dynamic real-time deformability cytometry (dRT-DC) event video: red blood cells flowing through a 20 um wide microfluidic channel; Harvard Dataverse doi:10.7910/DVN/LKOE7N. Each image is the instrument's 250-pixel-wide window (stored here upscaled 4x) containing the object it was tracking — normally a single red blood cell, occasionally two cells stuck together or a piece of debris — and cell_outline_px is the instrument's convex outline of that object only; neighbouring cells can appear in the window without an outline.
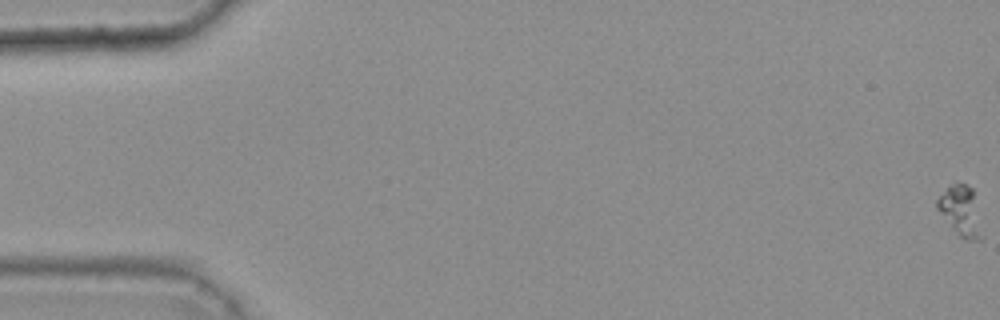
{"species": "common noctule bat (a hibernating species)", "species_latin": "Nyctalus noctula", "temperature_condition": "warm", "stored_images_in_passage": 13, "camera_frame_rate_fps": 3000, "um_per_image_px": 0.085, "animal": {"sex": "female", "body_mass_g": 25.1}, "frame": {"image": 1, "passage_image": 1, "time_ms": 0.0, "image_size_px": [1000, 320], "cell_outline_px": [[984, 236], [980, 240], [964, 240], [960, 236], [936, 208], [936, 200], [948, 188], [956, 184], [964, 184], [972, 188]], "centroid_in_image_um": [81.7, 17.98], "position_along_channel_um": 3.3, "area_um2": 12.66}}